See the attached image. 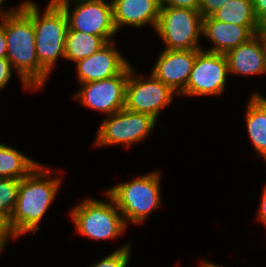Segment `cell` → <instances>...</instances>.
Instances as JSON below:
<instances>
[{
  "mask_svg": "<svg viewBox=\"0 0 266 267\" xmlns=\"http://www.w3.org/2000/svg\"><path fill=\"white\" fill-rule=\"evenodd\" d=\"M7 41V59L17 70L26 90L43 87L49 73L39 64L33 24V2L25 1L2 23Z\"/></svg>",
  "mask_w": 266,
  "mask_h": 267,
  "instance_id": "6da1fadb",
  "label": "cell"
},
{
  "mask_svg": "<svg viewBox=\"0 0 266 267\" xmlns=\"http://www.w3.org/2000/svg\"><path fill=\"white\" fill-rule=\"evenodd\" d=\"M49 174L52 173L48 168L39 164L21 179L16 205L9 220L17 237L40 230L38 223L55 199L61 184L60 178H49Z\"/></svg>",
  "mask_w": 266,
  "mask_h": 267,
  "instance_id": "7a4b0ae2",
  "label": "cell"
},
{
  "mask_svg": "<svg viewBox=\"0 0 266 267\" xmlns=\"http://www.w3.org/2000/svg\"><path fill=\"white\" fill-rule=\"evenodd\" d=\"M160 173L155 171L120 183L107 193L115 202L127 225L144 222L161 203Z\"/></svg>",
  "mask_w": 266,
  "mask_h": 267,
  "instance_id": "3957f363",
  "label": "cell"
},
{
  "mask_svg": "<svg viewBox=\"0 0 266 267\" xmlns=\"http://www.w3.org/2000/svg\"><path fill=\"white\" fill-rule=\"evenodd\" d=\"M33 24L39 64L50 74L58 57H65L67 16L55 0H50L41 15L33 2Z\"/></svg>",
  "mask_w": 266,
  "mask_h": 267,
  "instance_id": "277c9868",
  "label": "cell"
},
{
  "mask_svg": "<svg viewBox=\"0 0 266 267\" xmlns=\"http://www.w3.org/2000/svg\"><path fill=\"white\" fill-rule=\"evenodd\" d=\"M106 195L110 202L87 199L72 209L70 215L80 235L94 240H108L117 238L126 229L127 225L114 200Z\"/></svg>",
  "mask_w": 266,
  "mask_h": 267,
  "instance_id": "5b68a950",
  "label": "cell"
},
{
  "mask_svg": "<svg viewBox=\"0 0 266 267\" xmlns=\"http://www.w3.org/2000/svg\"><path fill=\"white\" fill-rule=\"evenodd\" d=\"M202 19L198 10L161 6L155 31L166 45L165 50L202 49L198 44Z\"/></svg>",
  "mask_w": 266,
  "mask_h": 267,
  "instance_id": "8992f818",
  "label": "cell"
},
{
  "mask_svg": "<svg viewBox=\"0 0 266 267\" xmlns=\"http://www.w3.org/2000/svg\"><path fill=\"white\" fill-rule=\"evenodd\" d=\"M64 10L68 27L71 30L85 32L103 37L107 42L114 41L117 29L113 20L112 2L104 0H55ZM75 2V8L70 11V3ZM71 12V13H70ZM112 38V39H111Z\"/></svg>",
  "mask_w": 266,
  "mask_h": 267,
  "instance_id": "52a82bcc",
  "label": "cell"
},
{
  "mask_svg": "<svg viewBox=\"0 0 266 267\" xmlns=\"http://www.w3.org/2000/svg\"><path fill=\"white\" fill-rule=\"evenodd\" d=\"M156 122L151 115L123 108L103 120L95 145L124 144L130 147L131 144L146 138L153 131Z\"/></svg>",
  "mask_w": 266,
  "mask_h": 267,
  "instance_id": "ba28073f",
  "label": "cell"
},
{
  "mask_svg": "<svg viewBox=\"0 0 266 267\" xmlns=\"http://www.w3.org/2000/svg\"><path fill=\"white\" fill-rule=\"evenodd\" d=\"M134 73L132 66L129 65L124 108L132 112L151 115L157 120L160 110L171 103L176 93L152 73L147 80L143 75L135 77Z\"/></svg>",
  "mask_w": 266,
  "mask_h": 267,
  "instance_id": "9c48e42d",
  "label": "cell"
},
{
  "mask_svg": "<svg viewBox=\"0 0 266 267\" xmlns=\"http://www.w3.org/2000/svg\"><path fill=\"white\" fill-rule=\"evenodd\" d=\"M229 74L224 54L199 50L182 96L221 95Z\"/></svg>",
  "mask_w": 266,
  "mask_h": 267,
  "instance_id": "30bf717a",
  "label": "cell"
},
{
  "mask_svg": "<svg viewBox=\"0 0 266 267\" xmlns=\"http://www.w3.org/2000/svg\"><path fill=\"white\" fill-rule=\"evenodd\" d=\"M129 66L114 77L81 84L75 99L84 106L112 115L124 108Z\"/></svg>",
  "mask_w": 266,
  "mask_h": 267,
  "instance_id": "8fae6325",
  "label": "cell"
},
{
  "mask_svg": "<svg viewBox=\"0 0 266 267\" xmlns=\"http://www.w3.org/2000/svg\"><path fill=\"white\" fill-rule=\"evenodd\" d=\"M199 50H164L151 73L179 96L184 91Z\"/></svg>",
  "mask_w": 266,
  "mask_h": 267,
  "instance_id": "7c38bea8",
  "label": "cell"
},
{
  "mask_svg": "<svg viewBox=\"0 0 266 267\" xmlns=\"http://www.w3.org/2000/svg\"><path fill=\"white\" fill-rule=\"evenodd\" d=\"M114 44V41L108 42L97 52L75 62L81 84L114 77L130 65Z\"/></svg>",
  "mask_w": 266,
  "mask_h": 267,
  "instance_id": "4fadbf2b",
  "label": "cell"
},
{
  "mask_svg": "<svg viewBox=\"0 0 266 267\" xmlns=\"http://www.w3.org/2000/svg\"><path fill=\"white\" fill-rule=\"evenodd\" d=\"M258 27L259 25H235L218 21L212 16L205 17L202 19V35L210 38L214 44V47L205 51L225 54L252 38Z\"/></svg>",
  "mask_w": 266,
  "mask_h": 267,
  "instance_id": "5bb4252c",
  "label": "cell"
},
{
  "mask_svg": "<svg viewBox=\"0 0 266 267\" xmlns=\"http://www.w3.org/2000/svg\"><path fill=\"white\" fill-rule=\"evenodd\" d=\"M113 20L117 31L121 26L142 27L150 24L156 28L161 4L160 0H114Z\"/></svg>",
  "mask_w": 266,
  "mask_h": 267,
  "instance_id": "9a60e30c",
  "label": "cell"
},
{
  "mask_svg": "<svg viewBox=\"0 0 266 267\" xmlns=\"http://www.w3.org/2000/svg\"><path fill=\"white\" fill-rule=\"evenodd\" d=\"M229 73L241 75L266 74V61L261 44L254 35L248 41L225 54Z\"/></svg>",
  "mask_w": 266,
  "mask_h": 267,
  "instance_id": "2e32d148",
  "label": "cell"
},
{
  "mask_svg": "<svg viewBox=\"0 0 266 267\" xmlns=\"http://www.w3.org/2000/svg\"><path fill=\"white\" fill-rule=\"evenodd\" d=\"M246 109L245 119L250 141L257 153L266 159V98L253 92Z\"/></svg>",
  "mask_w": 266,
  "mask_h": 267,
  "instance_id": "e0dca14e",
  "label": "cell"
},
{
  "mask_svg": "<svg viewBox=\"0 0 266 267\" xmlns=\"http://www.w3.org/2000/svg\"><path fill=\"white\" fill-rule=\"evenodd\" d=\"M108 42L101 36L71 30L68 27L65 41V59L77 62L100 50Z\"/></svg>",
  "mask_w": 266,
  "mask_h": 267,
  "instance_id": "ac0fdd59",
  "label": "cell"
},
{
  "mask_svg": "<svg viewBox=\"0 0 266 267\" xmlns=\"http://www.w3.org/2000/svg\"><path fill=\"white\" fill-rule=\"evenodd\" d=\"M38 165L17 149L0 144V178L23 179Z\"/></svg>",
  "mask_w": 266,
  "mask_h": 267,
  "instance_id": "d6986e66",
  "label": "cell"
},
{
  "mask_svg": "<svg viewBox=\"0 0 266 267\" xmlns=\"http://www.w3.org/2000/svg\"><path fill=\"white\" fill-rule=\"evenodd\" d=\"M211 16L218 21L235 25H259L252 0H230Z\"/></svg>",
  "mask_w": 266,
  "mask_h": 267,
  "instance_id": "ffe728a7",
  "label": "cell"
},
{
  "mask_svg": "<svg viewBox=\"0 0 266 267\" xmlns=\"http://www.w3.org/2000/svg\"><path fill=\"white\" fill-rule=\"evenodd\" d=\"M21 179L0 178V215L10 220L14 211Z\"/></svg>",
  "mask_w": 266,
  "mask_h": 267,
  "instance_id": "44dd1931",
  "label": "cell"
},
{
  "mask_svg": "<svg viewBox=\"0 0 266 267\" xmlns=\"http://www.w3.org/2000/svg\"><path fill=\"white\" fill-rule=\"evenodd\" d=\"M131 244L124 245L91 267H128Z\"/></svg>",
  "mask_w": 266,
  "mask_h": 267,
  "instance_id": "7402d4cb",
  "label": "cell"
},
{
  "mask_svg": "<svg viewBox=\"0 0 266 267\" xmlns=\"http://www.w3.org/2000/svg\"><path fill=\"white\" fill-rule=\"evenodd\" d=\"M230 0H199L198 11L202 17L211 16Z\"/></svg>",
  "mask_w": 266,
  "mask_h": 267,
  "instance_id": "603a6c76",
  "label": "cell"
},
{
  "mask_svg": "<svg viewBox=\"0 0 266 267\" xmlns=\"http://www.w3.org/2000/svg\"><path fill=\"white\" fill-rule=\"evenodd\" d=\"M10 237L17 238L10 227L9 220L5 216L0 215V252Z\"/></svg>",
  "mask_w": 266,
  "mask_h": 267,
  "instance_id": "cb8c5ba5",
  "label": "cell"
},
{
  "mask_svg": "<svg viewBox=\"0 0 266 267\" xmlns=\"http://www.w3.org/2000/svg\"><path fill=\"white\" fill-rule=\"evenodd\" d=\"M12 65L7 58H0V90L6 87L12 77Z\"/></svg>",
  "mask_w": 266,
  "mask_h": 267,
  "instance_id": "d4e9b609",
  "label": "cell"
},
{
  "mask_svg": "<svg viewBox=\"0 0 266 267\" xmlns=\"http://www.w3.org/2000/svg\"><path fill=\"white\" fill-rule=\"evenodd\" d=\"M161 6L198 10L199 0H160Z\"/></svg>",
  "mask_w": 266,
  "mask_h": 267,
  "instance_id": "484cf974",
  "label": "cell"
},
{
  "mask_svg": "<svg viewBox=\"0 0 266 267\" xmlns=\"http://www.w3.org/2000/svg\"><path fill=\"white\" fill-rule=\"evenodd\" d=\"M252 4L259 26L266 25V0H252Z\"/></svg>",
  "mask_w": 266,
  "mask_h": 267,
  "instance_id": "4316f807",
  "label": "cell"
},
{
  "mask_svg": "<svg viewBox=\"0 0 266 267\" xmlns=\"http://www.w3.org/2000/svg\"><path fill=\"white\" fill-rule=\"evenodd\" d=\"M255 35L261 44L263 55L265 56L266 61V25L259 26L255 32Z\"/></svg>",
  "mask_w": 266,
  "mask_h": 267,
  "instance_id": "83f0119b",
  "label": "cell"
},
{
  "mask_svg": "<svg viewBox=\"0 0 266 267\" xmlns=\"http://www.w3.org/2000/svg\"><path fill=\"white\" fill-rule=\"evenodd\" d=\"M0 58H7V41L5 36V28L0 23Z\"/></svg>",
  "mask_w": 266,
  "mask_h": 267,
  "instance_id": "f1b7e54d",
  "label": "cell"
},
{
  "mask_svg": "<svg viewBox=\"0 0 266 267\" xmlns=\"http://www.w3.org/2000/svg\"><path fill=\"white\" fill-rule=\"evenodd\" d=\"M258 219L266 225V186L263 190L261 205L258 211Z\"/></svg>",
  "mask_w": 266,
  "mask_h": 267,
  "instance_id": "f546056e",
  "label": "cell"
},
{
  "mask_svg": "<svg viewBox=\"0 0 266 267\" xmlns=\"http://www.w3.org/2000/svg\"><path fill=\"white\" fill-rule=\"evenodd\" d=\"M4 0H0V6L3 3ZM1 8V7H0ZM16 7L14 9L11 10H2V8L0 9V20L1 23L7 18L9 17L14 11H15Z\"/></svg>",
  "mask_w": 266,
  "mask_h": 267,
  "instance_id": "4dcf8cb0",
  "label": "cell"
},
{
  "mask_svg": "<svg viewBox=\"0 0 266 267\" xmlns=\"http://www.w3.org/2000/svg\"><path fill=\"white\" fill-rule=\"evenodd\" d=\"M201 267H223V266L215 265L214 263H211V262H208V261H203L201 263Z\"/></svg>",
  "mask_w": 266,
  "mask_h": 267,
  "instance_id": "1f68e13d",
  "label": "cell"
}]
</instances>
